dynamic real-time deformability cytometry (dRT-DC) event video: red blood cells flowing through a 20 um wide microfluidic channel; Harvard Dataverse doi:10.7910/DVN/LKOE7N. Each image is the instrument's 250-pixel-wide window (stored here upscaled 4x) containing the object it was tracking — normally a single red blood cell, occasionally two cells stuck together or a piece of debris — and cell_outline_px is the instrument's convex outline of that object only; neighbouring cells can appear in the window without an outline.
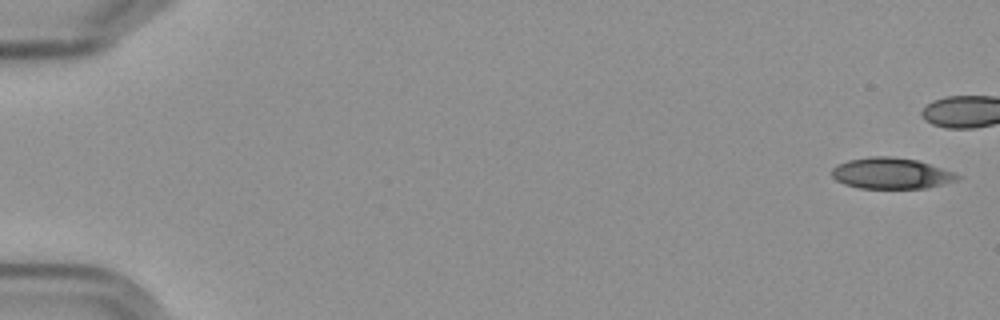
{"species": "Egyptian fruit bat (a non-hibernating species)", "species_latin": "Rousettus aegyptiacus", "temperature_condition": "cold", "stored_images_in_passage": 45, "camera_frame_rate_fps": 3000, "um_per_image_px": 0.085, "frame": {"image": 1, "passage_image": 1, "time_ms": 0.0, "image_size_px": [1000, 320], "cell_outline_px": [[960, 176], [956, 180], [924, 188], [860, 188], [844, 184], [836, 180], [832, 176], [832, 168], [848, 160], [868, 156], [888, 156], [916, 160], [952, 172]], "centroid_in_image_um": [75.68, 14.73], "position_along_channel_um": 9.3, "area_um2": 22.25}}